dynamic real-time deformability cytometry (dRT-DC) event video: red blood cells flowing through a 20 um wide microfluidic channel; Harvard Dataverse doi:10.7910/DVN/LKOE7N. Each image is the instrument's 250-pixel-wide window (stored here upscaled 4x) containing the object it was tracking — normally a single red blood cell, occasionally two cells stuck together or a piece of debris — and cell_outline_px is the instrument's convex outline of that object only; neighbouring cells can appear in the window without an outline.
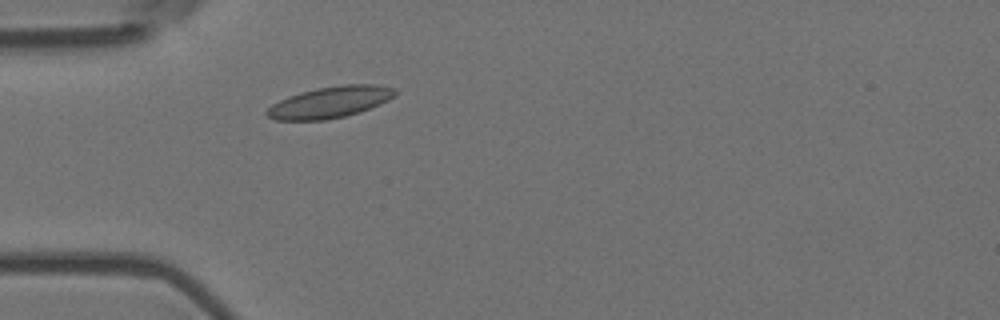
{"species": "Egyptian fruit bat (a non-hibernating species)", "species_latin": "Rousettus aegyptiacus", "temperature_condition": "room temperature", "stored_images_in_passage": 1, "camera_frame_rate_fps": 3000, "um_per_image_px": 0.085, "animal": {"sex": "female"}, "frame": {"image": 1, "passage_image": 1, "time_ms": 0.0, "image_size_px": [1000, 320], "cell_outline_px": [[396, 96], [380, 104], [360, 112], [328, 120], [276, 120], [264, 116], [264, 112], [272, 104], [288, 96], [300, 92], [316, 88], [344, 84], [376, 84], [396, 88]], "centroid_in_image_um": [28.04, 8.68], "position_along_channel_um": 57.0, "area_um2": 23.7}}